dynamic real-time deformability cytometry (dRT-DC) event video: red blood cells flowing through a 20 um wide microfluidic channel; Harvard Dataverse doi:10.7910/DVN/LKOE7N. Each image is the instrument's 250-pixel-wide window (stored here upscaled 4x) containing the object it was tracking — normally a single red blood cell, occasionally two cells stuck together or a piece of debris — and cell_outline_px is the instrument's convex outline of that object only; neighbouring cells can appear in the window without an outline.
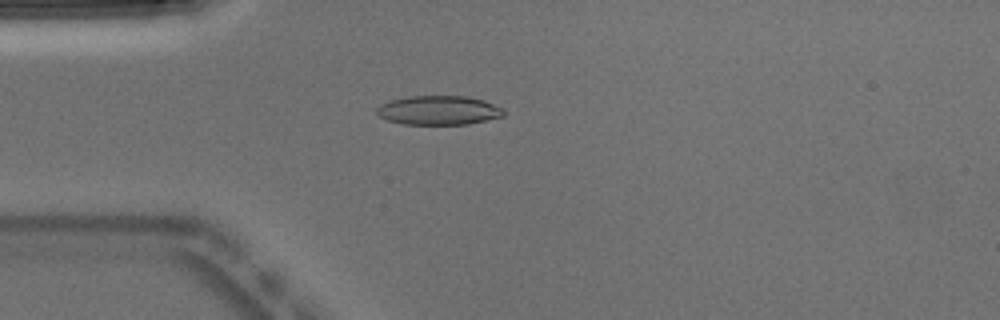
{"species": "Egyptian fruit bat (a non-hibernating species)", "species_latin": "Rousettus aegyptiacus", "temperature_condition": "warm", "stored_images_in_passage": 50, "camera_frame_rate_fps": 3000, "um_per_image_px": 0.085, "animal": {"sex": "male"}, "frame": {"image": 1, "passage_image": 13, "time_ms": 4.0, "image_size_px": [1000, 320], "cell_outline_px": [[504, 116], [468, 124], [404, 124], [388, 120], [380, 116], [376, 112], [376, 108], [380, 104], [388, 100], [408, 96], [468, 96], [484, 100], [504, 108]], "centroid_in_image_um": [37.29, 9.36], "position_along_channel_um": 47.7, "area_um2": 21.68}}
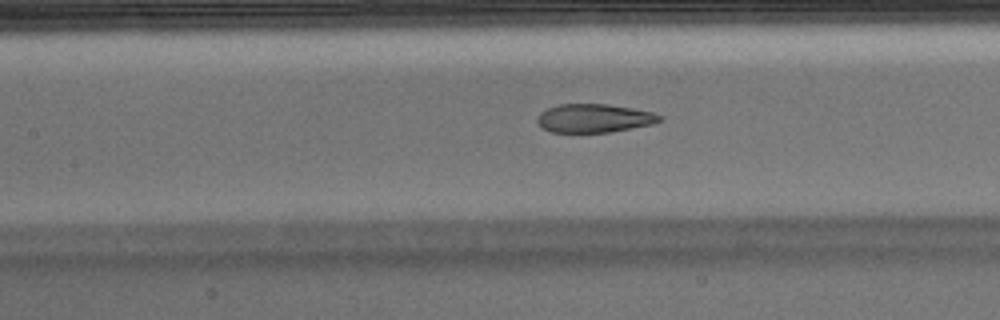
{"frame": {"image": 2, "passage_image": 22, "time_ms": 7.0, "image_size_px": [1000, 320], "cell_outline_px": [[660, 120], [652, 124], [608, 132], [552, 132], [544, 128], [536, 120], [536, 116], [540, 112], [548, 108], [560, 104], [608, 104], [632, 108], [652, 112], [660, 116]], "centroid_in_image_um": [50.46, 10.04], "position_along_channel_um": 156.9, "area_um2": 20.06}}
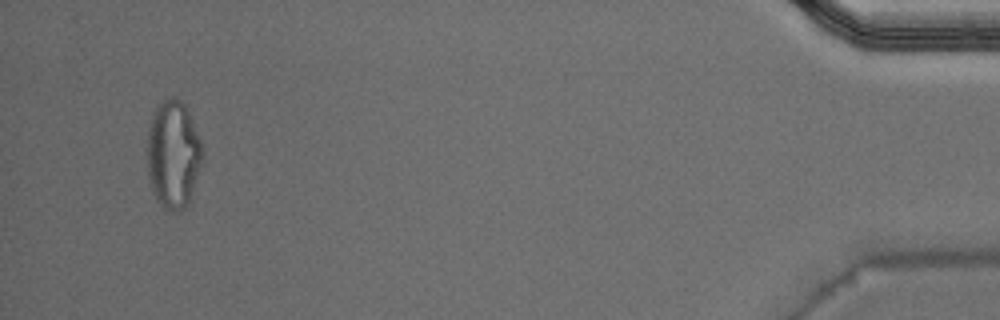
{"frame": {"image": 3, "passage_image": 48, "time_ms": 15.667, "image_size_px": [1000, 320], "cell_outline_px": [[204, 156], [192, 200], [180, 212], [168, 212], [160, 204], [152, 192], [148, 176], [148, 128], [152, 112], [156, 104], [172, 96], [176, 96], [188, 108], [200, 140], [204, 152]], "centroid_in_image_um": [14.75, 13.14], "position_along_channel_um": 420.5, "area_um2": 35.72}, "authors_computed_cell_mechanics": {"area_um2": 22.0507, "velocity_mm_per_s": 3.971, "shape_relaxation_time_tau1_ms": null, "shape_relaxation_time_tau2_ms": 1.6235, "deformation_change_tau1": null, "deformation_change_tau2": 0.0935}}